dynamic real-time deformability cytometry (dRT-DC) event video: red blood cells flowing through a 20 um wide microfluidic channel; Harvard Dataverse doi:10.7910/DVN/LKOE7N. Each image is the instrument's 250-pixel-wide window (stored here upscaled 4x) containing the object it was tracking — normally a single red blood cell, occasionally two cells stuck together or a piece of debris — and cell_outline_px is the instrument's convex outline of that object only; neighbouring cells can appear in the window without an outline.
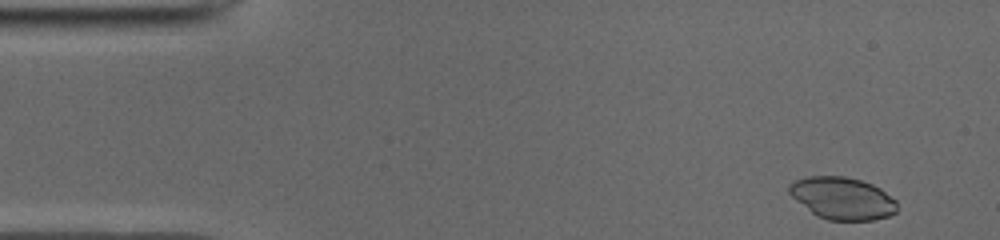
{"species": "common noctule bat (a hibernating species)", "species_latin": "Nyctalus noctula", "temperature_condition": "cold", "stored_images_in_passage": 49, "camera_frame_rate_fps": 3000, "um_per_image_px": 0.085, "animal": {"sex": "male", "body_mass_g": 19.0, "forearm_length_mm": 50.8}, "frame": {"image": 1, "passage_image": 2, "time_ms": 0.333, "image_size_px": [1000, 240], "cell_outline_px": [[896, 212], [888, 216], [872, 220], [828, 220], [816, 216], [796, 200], [788, 192], [788, 184], [792, 180], [808, 176], [844, 176], [860, 180], [872, 184], [880, 188], [896, 200]], "centroid_in_image_um": [71.57, 16.84], "position_along_channel_um": 13.4, "area_um2": 26.65}}
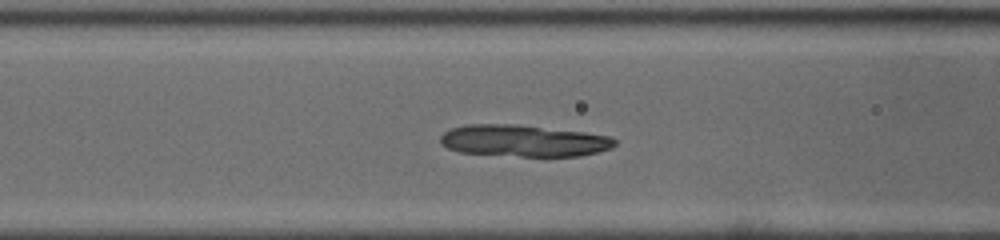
{"frame": {"image": 2, "passage_image": 18, "time_ms": 5.667, "image_size_px": [1000, 240], "cell_outline_px": [[616, 144], [612, 148], [580, 156], [520, 156], [460, 152], [448, 148], [440, 144], [440, 136], [444, 132], [452, 128], [468, 124], [516, 124], [584, 132], [612, 136], [616, 140]], "centroid_in_image_um": [44.52, 11.96], "position_along_channel_um": 122.1, "area_um2": 32.25}}